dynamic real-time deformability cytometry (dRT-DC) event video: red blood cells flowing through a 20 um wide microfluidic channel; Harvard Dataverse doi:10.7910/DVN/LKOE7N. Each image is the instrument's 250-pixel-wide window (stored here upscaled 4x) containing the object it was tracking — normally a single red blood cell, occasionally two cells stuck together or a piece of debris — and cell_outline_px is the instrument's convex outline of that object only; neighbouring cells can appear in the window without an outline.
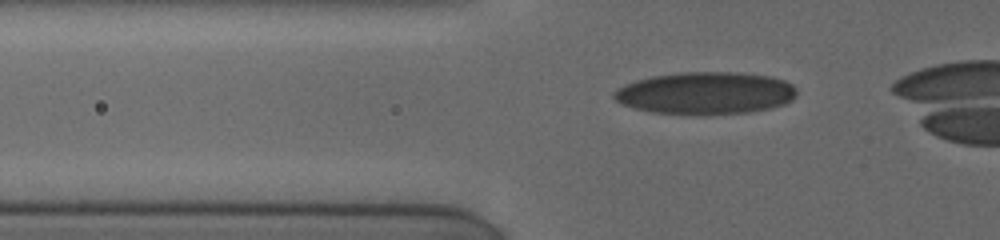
{"species": "human", "species_latin": "Homo sapiens", "temperature_condition": "cold", "stored_images_in_passage": 35, "camera_frame_rate_fps": 3000, "um_per_image_px": 0.085, "donor": {"sex": "female"}, "frame": {"image": 1, "passage_image": 4, "time_ms": 1.333, "image_size_px": [1000, 240], "cell_outline_px": [[796, 96], [792, 100], [784, 104], [772, 108], [748, 112], [704, 116], [652, 112], [632, 108], [616, 100], [612, 96], [612, 92], [616, 88], [624, 84], [636, 80], [652, 76], [680, 72], [732, 72], [772, 76], [784, 80], [792, 84], [796, 88]], "centroid_in_image_um": [59.96, 7.93], "position_along_channel_um": 65.8, "area_um2": 45.72}}
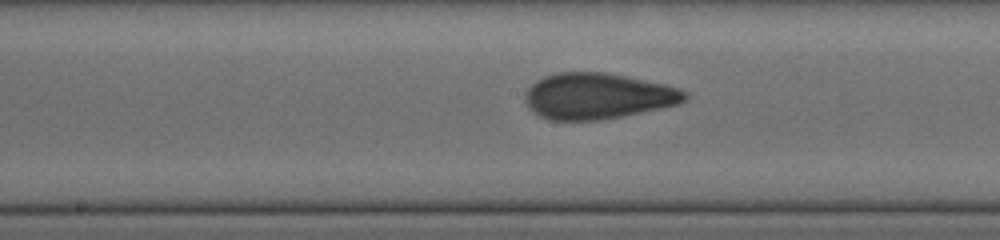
{"frame": {"image": 2, "passage_image": 25, "time_ms": 5.0, "image_size_px": [1000, 240], "cell_outline_px": [[688, 100], [680, 104], [624, 116], [600, 120], [548, 120], [532, 112], [528, 108], [524, 100], [524, 92], [536, 80], [544, 76], [556, 72], [604, 72], [668, 84], [680, 88], [688, 92]], "centroid_in_image_um": [50.82, 8.16], "position_along_channel_um": 197.4, "area_um2": 43.47}}
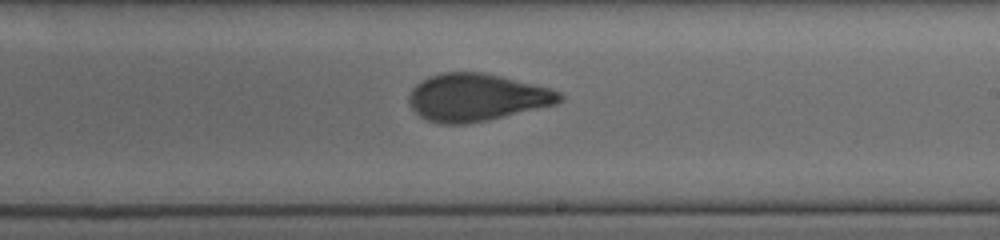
{"frame": {"image": 3, "passage_image": 32, "time_ms": 6.333, "image_size_px": [1000, 240], "cell_outline_px": [[564, 96], [556, 104], [484, 120], [464, 124], [440, 124], [428, 120], [420, 116], [408, 104], [408, 96], [412, 88], [420, 80], [428, 76], [440, 72], [480, 72], [500, 76], [536, 84], [552, 88], [560, 92]], "centroid_in_image_um": [40.47, 8.26], "position_along_channel_um": 248.5, "area_um2": 41.5}}